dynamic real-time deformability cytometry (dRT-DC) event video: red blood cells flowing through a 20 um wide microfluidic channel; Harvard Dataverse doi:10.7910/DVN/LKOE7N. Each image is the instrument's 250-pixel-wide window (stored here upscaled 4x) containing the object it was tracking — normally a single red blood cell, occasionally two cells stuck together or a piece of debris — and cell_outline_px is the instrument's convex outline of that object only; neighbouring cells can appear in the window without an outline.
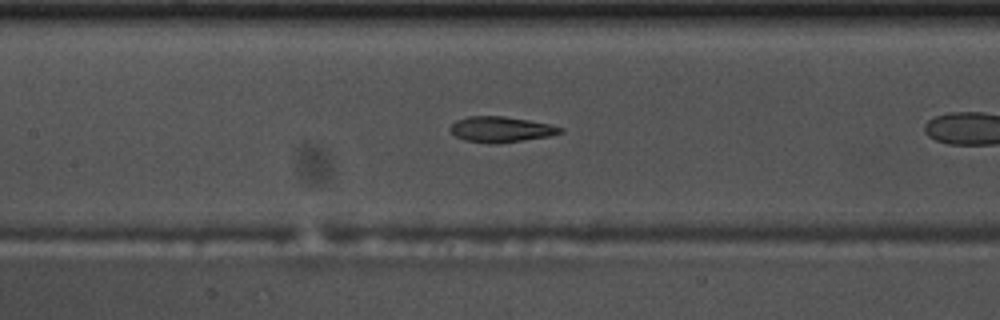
{"species": "common noctule bat (a hibernating species)", "species_latin": "Nyctalus noctula", "temperature_condition": "warm", "stored_images_in_passage": 15, "camera_frame_rate_fps": 3000, "um_per_image_px": 0.085, "animal": {"sex": "male", "body_mass_g": 17.5, "forearm_length_mm": 52.3}, "frame": {"image": 1, "passage_image": 11, "time_ms": 3.333, "image_size_px": [1000, 320], "cell_outline_px": [[564, 132], [548, 136], [500, 144], [488, 144], [464, 140], [456, 136], [448, 128], [456, 120], [468, 116], [504, 116], [552, 124], [564, 128]], "centroid_in_image_um": [42.59, 11.0], "position_along_channel_um": 164.8, "area_um2": 16.65}}